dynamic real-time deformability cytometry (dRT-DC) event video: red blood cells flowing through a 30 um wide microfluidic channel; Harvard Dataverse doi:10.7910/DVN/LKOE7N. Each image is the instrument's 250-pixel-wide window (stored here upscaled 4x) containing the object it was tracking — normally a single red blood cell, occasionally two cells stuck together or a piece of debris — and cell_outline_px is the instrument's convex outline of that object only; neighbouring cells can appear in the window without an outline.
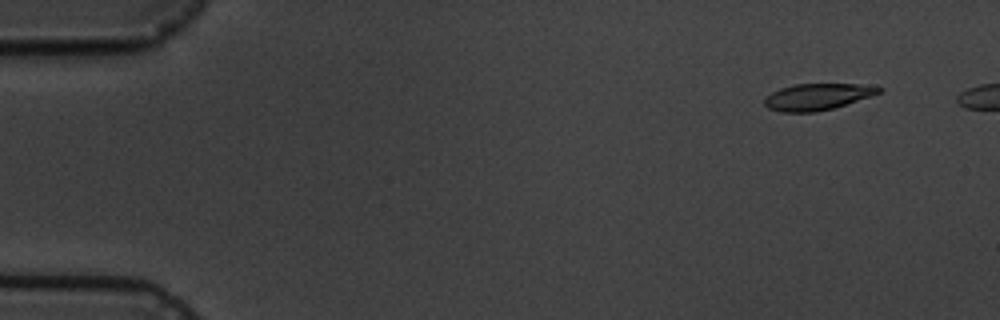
{"species": "common noctule bat (a hibernating species)", "species_latin": "Nyctalus noctula", "temperature_condition": "cold", "stored_images_in_passage": 6, "camera_frame_rate_fps": 3000, "um_per_image_px": 0.085, "animal": {"sex": "male", "body_mass_g": 19.5, "forearm_length_mm": 54.6}, "frame": {"image": 1, "passage_image": 2, "time_ms": 1.333, "image_size_px": [1000, 320], "cell_outline_px": [[884, 88], [880, 92], [872, 96], [832, 108], [816, 112], [780, 112], [768, 108], [764, 104], [764, 100], [772, 92], [780, 88], [796, 84], [856, 84]], "centroid_in_image_um": [69.45, 8.23], "position_along_channel_um": 15.5, "area_um2": 17.46}}